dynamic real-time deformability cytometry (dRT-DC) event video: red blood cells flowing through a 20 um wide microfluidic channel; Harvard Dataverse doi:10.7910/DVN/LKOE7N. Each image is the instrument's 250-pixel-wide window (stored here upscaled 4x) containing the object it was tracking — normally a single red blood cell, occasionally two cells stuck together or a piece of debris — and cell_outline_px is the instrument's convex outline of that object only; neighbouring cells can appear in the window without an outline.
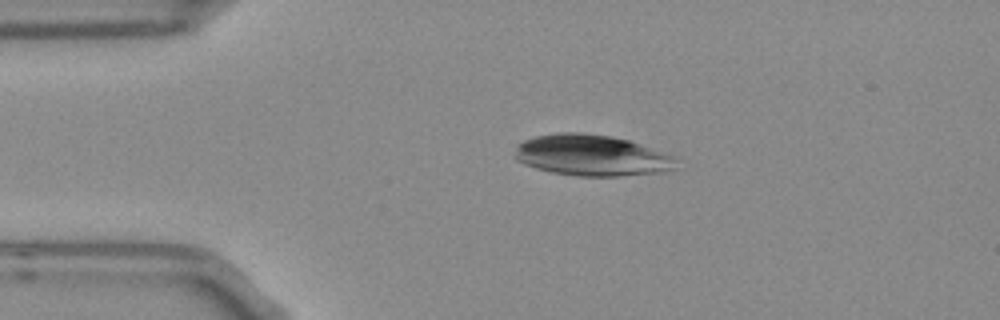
{"species": "Egyptian fruit bat (a non-hibernating species)", "species_latin": "Rousettus aegyptiacus", "temperature_condition": "room temperature", "stored_images_in_passage": 35, "camera_frame_rate_fps": 3000, "um_per_image_px": 0.085, "frame": {"image": 1, "passage_image": 7, "time_ms": 2.0, "image_size_px": [1000, 320], "cell_outline_px": [[672, 168], [660, 172], [616, 176], [576, 176], [552, 172], [536, 168], [524, 164], [516, 160], [516, 144], [524, 140], [536, 136], [556, 132], [584, 132], [612, 136], [628, 140], [672, 156]], "centroid_in_image_um": [50.17, 13.19], "position_along_channel_um": 34.8, "area_um2": 38.15}}
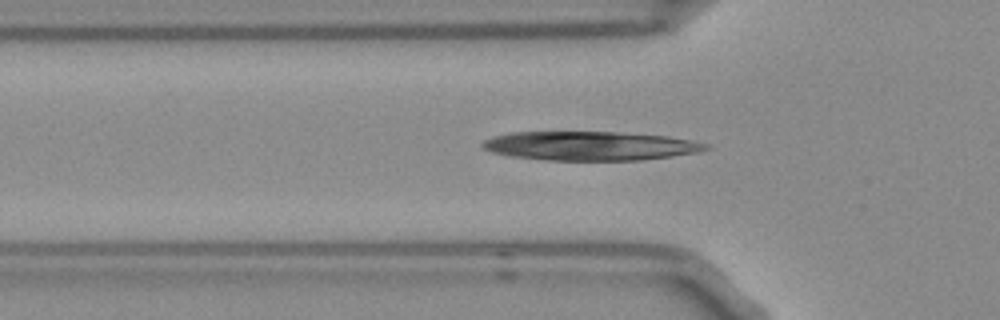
{"frame": {"image": 2, "passage_image": 13, "time_ms": 4.0, "image_size_px": [1000, 320], "cell_outline_px": [[712, 148], [700, 152], [672, 156], [640, 160], [548, 160], [512, 156], [492, 152], [484, 148], [480, 144], [484, 140], [492, 136], [512, 132], [616, 132], [668, 136], [692, 140], [708, 144]], "centroid_in_image_um": [50.19, 12.39], "position_along_channel_um": 75.6, "area_um2": 37.74}}